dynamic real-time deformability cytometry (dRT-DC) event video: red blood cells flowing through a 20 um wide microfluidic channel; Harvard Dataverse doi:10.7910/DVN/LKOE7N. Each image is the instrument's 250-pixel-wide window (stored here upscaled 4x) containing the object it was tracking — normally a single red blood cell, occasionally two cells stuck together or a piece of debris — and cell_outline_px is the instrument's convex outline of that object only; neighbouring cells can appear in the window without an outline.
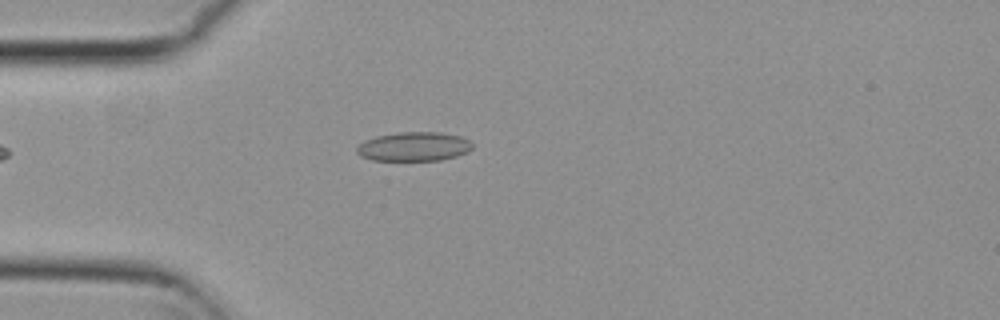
{"species": "common noctule bat (a hibernating species)", "species_latin": "Nyctalus noctula", "temperature_condition": "cold", "stored_images_in_passage": 35, "camera_frame_rate_fps": 3000, "um_per_image_px": 0.085, "animal": {"sex": "female", "body_mass_g": 29.2, "forearm_length_mm": 56.3}, "frame": {"image": 1, "passage_image": 1, "time_ms": 0.0, "image_size_px": [1000, 320], "cell_outline_px": [[472, 148], [468, 152], [456, 156], [440, 160], [372, 160], [360, 156], [356, 152], [356, 148], [364, 140], [376, 136], [396, 132], [440, 132], [460, 136], [468, 140], [472, 144]], "centroid_in_image_um": [35.16, 12.45], "position_along_channel_um": 49.8, "area_um2": 19.65}}
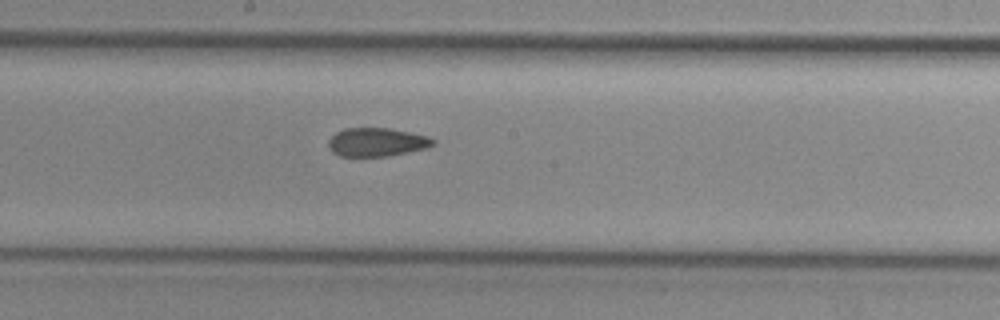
{"frame": {"image": 2, "passage_image": 15, "time_ms": 4.667, "image_size_px": [1000, 320], "cell_outline_px": [[436, 144], [428, 148], [388, 156], [340, 156], [332, 152], [328, 148], [328, 140], [336, 132], [344, 128], [388, 128], [428, 136], [436, 140]], "centroid_in_image_um": [32.03, 12.08], "position_along_channel_um": 216.2, "area_um2": 17.51}}
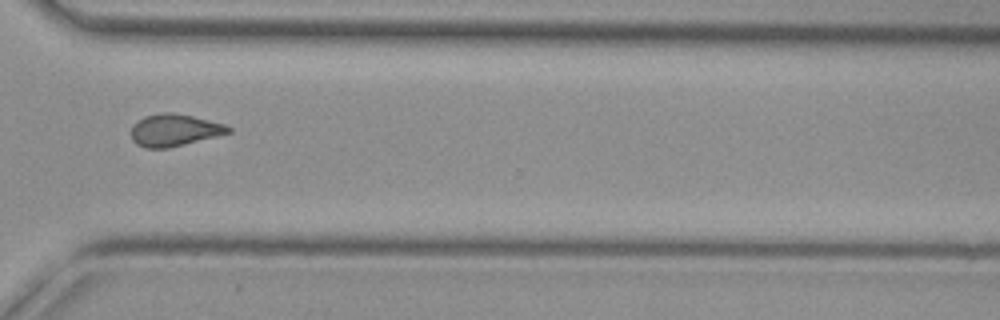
{"frame": {"image": 3, "passage_image": 26, "time_ms": 8.333, "image_size_px": [1000, 320], "cell_outline_px": [[232, 132], [168, 148], [144, 148], [136, 144], [132, 140], [132, 124], [136, 120], [144, 116], [160, 112], [168, 112], [192, 116], [224, 124], [232, 128]], "centroid_in_image_um": [14.78, 11.06], "position_along_channel_um": 355.8, "area_um2": 18.15}, "authors_computed_cell_mechanics": {"area_um2": 17.9758, "velocity_mm_per_s": 3.8121, "shape_relaxation_time_tau1_ms": null, "shape_relaxation_time_tau2_ms": 3.6179, "deformation_change_tau1": null, "deformation_change_tau2": 0.1049}}